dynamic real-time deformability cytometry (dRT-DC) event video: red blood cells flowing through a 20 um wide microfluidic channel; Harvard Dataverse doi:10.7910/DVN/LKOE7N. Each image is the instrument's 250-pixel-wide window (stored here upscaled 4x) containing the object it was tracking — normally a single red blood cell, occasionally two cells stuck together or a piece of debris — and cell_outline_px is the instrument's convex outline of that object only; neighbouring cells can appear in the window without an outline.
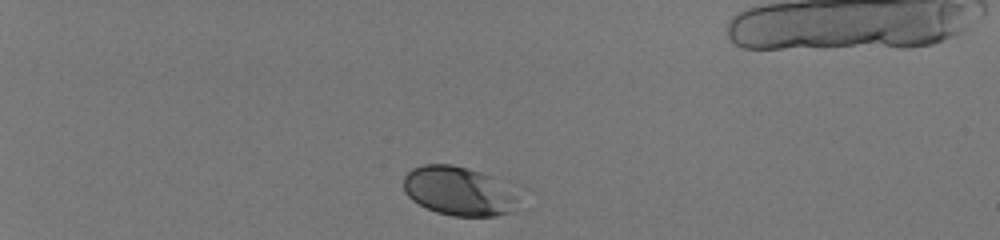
{"species": "human", "species_latin": "Homo sapiens", "temperature_condition": "room temperature", "stored_images_in_passage": 38, "camera_frame_rate_fps": 3000, "um_per_image_px": 0.085, "donor": {"sex": "male"}, "frame": {"image": 1, "passage_image": 3, "time_ms": 0.667, "image_size_px": [1000, 240], "cell_outline_px": [[520, 192], [512, 212], [496, 216], [452, 216], [436, 212], [412, 200], [404, 192], [404, 176], [412, 168], [424, 164], [452, 164], [468, 168], [480, 172]], "centroid_in_image_um": [38.99, 16.24], "position_along_channel_um": 46.0, "area_um2": 32.83}}
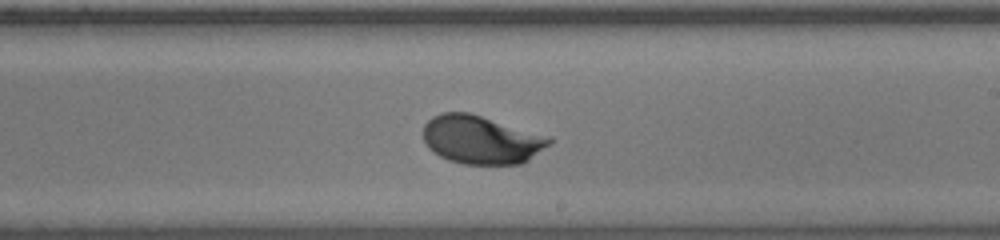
{"frame": {"image": 2, "passage_image": 24, "time_ms": 7.667, "image_size_px": [1000, 240], "cell_outline_px": [[552, 144], [524, 164], [464, 164], [448, 160], [440, 156], [428, 148], [424, 140], [424, 124], [432, 116], [440, 112], [468, 112], [552, 136]], "centroid_in_image_um": [40.96, 11.88], "position_along_channel_um": 248.0, "area_um2": 36.01}}
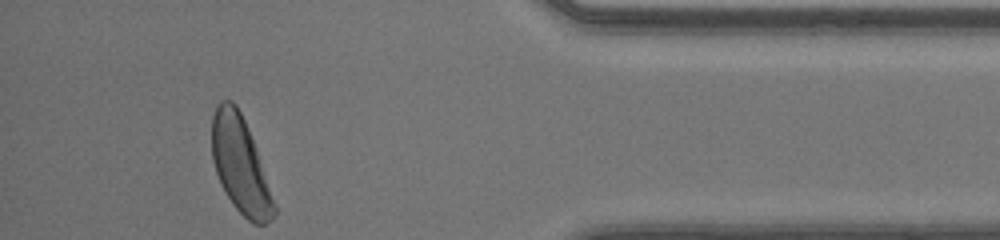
{"frame": {"image": 3, "passage_image": 38, "time_ms": 12.333, "image_size_px": [1000, 240], "cell_outline_px": [[276, 212], [272, 220], [264, 224], [252, 224], [232, 204], [216, 172], [212, 160], [212, 116], [216, 104], [220, 100], [232, 100], [236, 104], [244, 120], [252, 140], [276, 204]], "centroid_in_image_um": [20.42, 14.03], "position_along_channel_um": 414.8, "area_um2": 34.39}, "authors_computed_cell_mechanics": {"area_um2": 33.8997, "velocity_mm_per_s": 4.0809, "shape_relaxation_time_tau1_ms": 1.702, "shape_relaxation_time_tau2_ms": null, "deformation_change_tau1": 0.1006, "deformation_change_tau2": null}}